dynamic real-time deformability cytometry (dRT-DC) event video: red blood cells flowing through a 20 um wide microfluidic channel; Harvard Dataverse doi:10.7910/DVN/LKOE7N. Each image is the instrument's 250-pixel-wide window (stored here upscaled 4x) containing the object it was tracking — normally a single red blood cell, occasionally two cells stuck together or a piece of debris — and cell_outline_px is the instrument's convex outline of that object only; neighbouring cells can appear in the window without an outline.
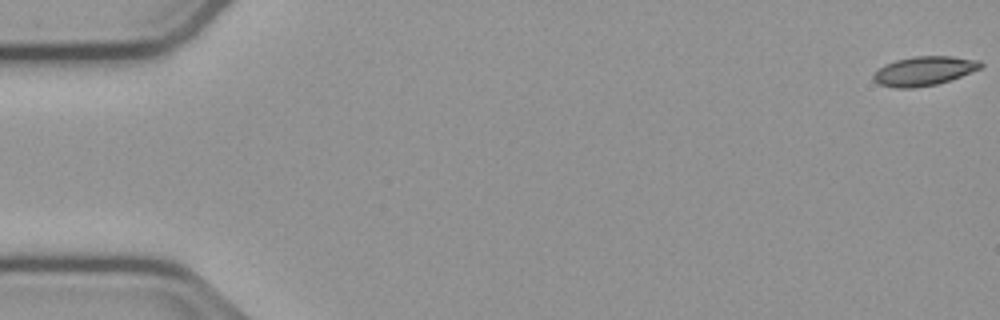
{"species": "common noctule bat (a hibernating species)", "species_latin": "Nyctalus noctula", "temperature_condition": "cold", "stored_images_in_passage": 55, "camera_frame_rate_fps": 3000, "um_per_image_px": 0.085, "animal": {"sex": "male", "body_mass_g": 23.1, "forearm_length_mm": 52.7}, "frame": {"image": 1, "passage_image": 1, "time_ms": 0.0, "image_size_px": [1000, 320], "cell_outline_px": [[984, 64], [980, 68], [960, 76], [936, 84], [916, 88], [896, 88], [880, 84], [872, 80], [872, 76], [884, 64], [896, 60], [916, 56], [952, 56], [980, 60]], "centroid_in_image_um": [78.53, 6.03], "position_along_channel_um": 6.5, "area_um2": 18.09}}
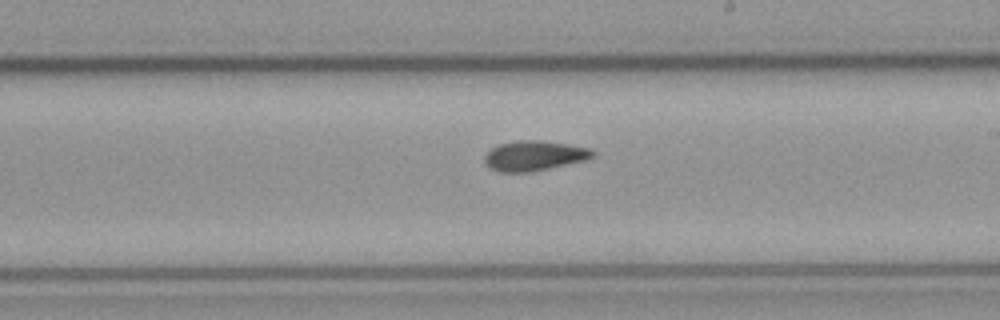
{"frame": {"image": 2, "passage_image": 32, "time_ms": 10.333, "image_size_px": [1000, 320], "cell_outline_px": [[596, 156], [588, 160], [528, 172], [500, 172], [484, 164], [484, 156], [492, 148], [500, 144], [520, 140], [540, 140], [568, 144], [592, 148], [596, 152]], "centroid_in_image_um": [45.47, 13.23], "position_along_channel_um": 243.5, "area_um2": 18.96}}
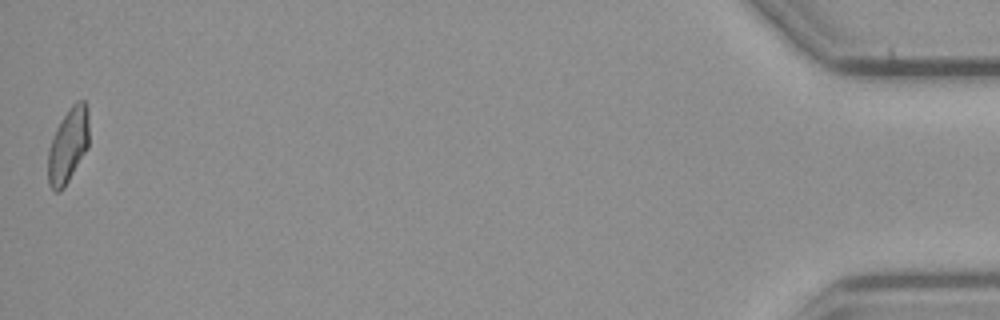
{"frame": {"image": 3, "passage_image": 55, "time_ms": 18.0, "image_size_px": [1000, 320], "cell_outline_px": [[88, 148], [64, 188], [60, 192], [56, 192], [48, 184], [48, 148], [56, 128], [60, 120], [68, 108], [76, 100], [84, 100], [88, 108]], "centroid_in_image_um": [5.78, 12.34], "position_along_channel_um": 429.4, "area_um2": 18.09}, "authors_computed_cell_mechanics": {"area_um2": 18.2648, "velocity_mm_per_s": 3.7536, "shape_relaxation_time_tau1_ms": 8.7005, "shape_relaxation_time_tau2_ms": 4.9775, "deformation_change_tau1": 0.1751, "deformation_change_tau2": 0.1132}}